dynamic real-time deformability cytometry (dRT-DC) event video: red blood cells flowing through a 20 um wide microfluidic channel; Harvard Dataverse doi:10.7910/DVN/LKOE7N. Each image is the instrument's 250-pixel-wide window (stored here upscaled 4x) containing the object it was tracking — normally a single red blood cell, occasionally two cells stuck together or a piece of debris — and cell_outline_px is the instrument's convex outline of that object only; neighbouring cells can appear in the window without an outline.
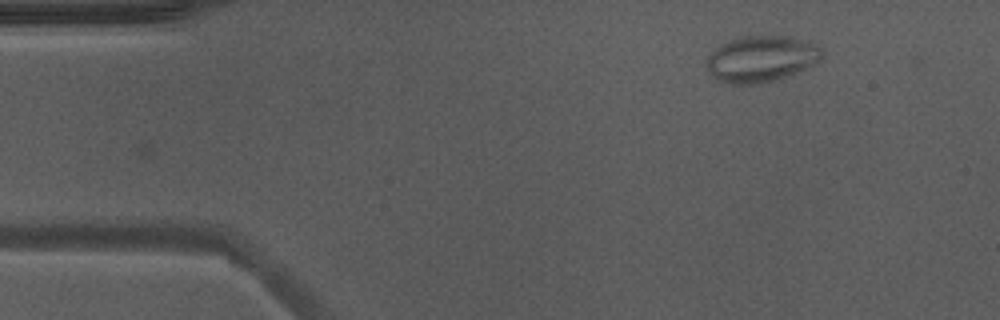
{"species": "Egyptian fruit bat (a non-hibernating species)", "species_latin": "Rousettus aegyptiacus", "temperature_condition": "warm", "stored_images_in_passage": 36, "camera_frame_rate_fps": 3000, "um_per_image_px": 0.085, "animal": {"sex": "male"}, "frame": {"image": 1, "passage_image": 1, "time_ms": 0.0, "image_size_px": [1000, 320], "cell_outline_px": [[820, 60], [816, 64], [788, 76], [776, 80], [756, 84], [732, 84], [716, 80], [708, 72], [708, 56], [720, 44], [728, 40], [744, 36], [788, 36], [816, 44], [820, 48]], "centroid_in_image_um": [64.69, 5.01], "position_along_channel_um": 20.3, "area_um2": 30.98}}
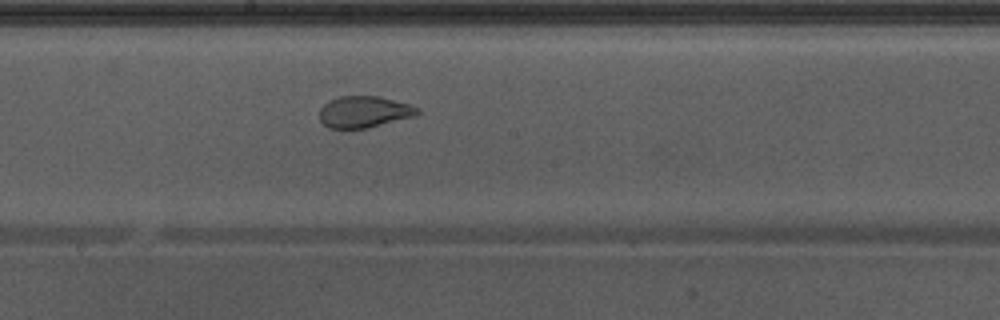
{"frame": {"image": 2, "passage_image": 22, "time_ms": 7.0, "image_size_px": [1000, 320], "cell_outline_px": [[420, 112], [416, 116], [364, 128], [328, 128], [320, 120], [320, 108], [328, 100], [340, 96], [380, 96], [412, 104], [420, 108]], "centroid_in_image_um": [30.98, 9.49], "position_along_channel_um": 217.2, "area_um2": 18.09}}
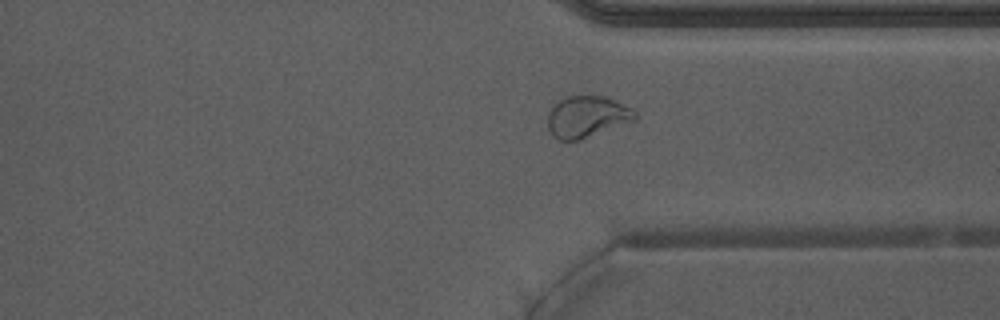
{"frame": {"image": 3, "passage_image": 33, "time_ms": 10.667, "image_size_px": [1000, 320], "cell_outline_px": [[636, 120], [580, 140], [556, 140], [552, 136], [548, 128], [548, 112], [560, 100], [568, 96], [604, 96], [616, 100], [632, 108], [636, 112]], "centroid_in_image_um": [49.9, 9.93], "position_along_channel_um": 361.5, "area_um2": 21.15}}